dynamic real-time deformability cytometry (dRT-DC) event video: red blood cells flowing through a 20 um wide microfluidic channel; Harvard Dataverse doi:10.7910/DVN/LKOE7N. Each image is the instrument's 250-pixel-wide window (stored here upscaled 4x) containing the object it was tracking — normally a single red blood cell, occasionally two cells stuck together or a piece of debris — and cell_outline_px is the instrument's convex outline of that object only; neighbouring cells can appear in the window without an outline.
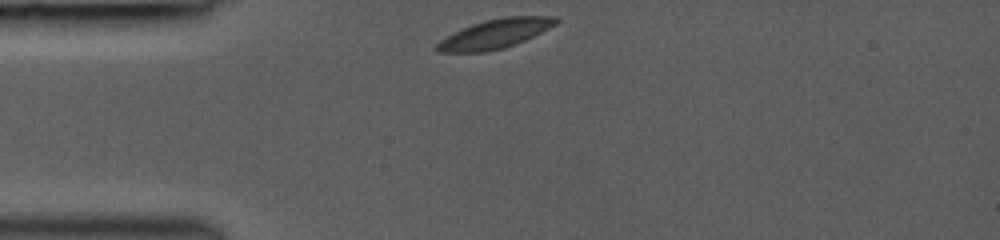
{"species": "common noctule bat (a hibernating species)", "species_latin": "Nyctalus noctula", "temperature_condition": "room temperature", "stored_images_in_passage": 30, "camera_frame_rate_fps": 3000, "um_per_image_px": 0.085, "animal": {"sex": "female", "body_mass_g": 19.0, "forearm_length_mm": 53.3}, "frame": {"image": 1, "passage_image": 1, "time_ms": 0.0, "image_size_px": [1000, 240], "cell_outline_px": [[560, 20], [556, 24], [516, 44], [504, 48], [484, 52], [436, 52], [432, 48], [440, 40], [472, 24], [484, 20], [504, 16], [556, 16]], "centroid_in_image_um": [42.06, 2.87], "position_along_channel_um": 42.9, "area_um2": 20.17}}
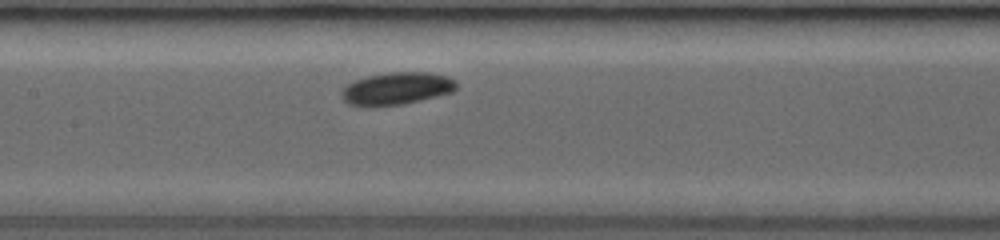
{"frame": {"image": 2, "passage_image": 12, "time_ms": 3.667, "image_size_px": [1000, 240], "cell_outline_px": [[456, 88], [452, 92], [404, 104], [372, 108], [368, 108], [348, 104], [340, 96], [340, 92], [348, 84], [356, 80], [368, 76], [388, 72], [428, 72], [448, 76], [456, 80]], "centroid_in_image_um": [33.68, 7.54], "position_along_channel_um": 173.7, "area_um2": 22.02}}
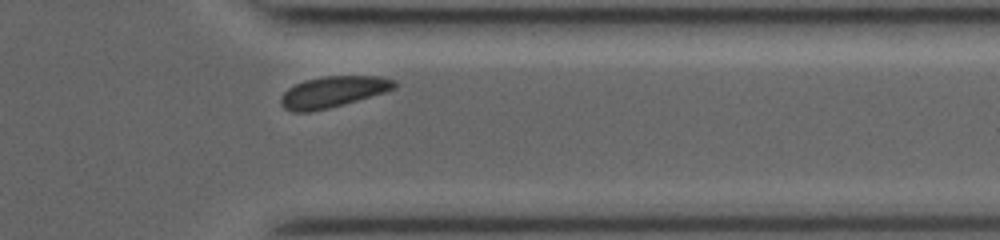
{"frame": {"image": 3, "passage_image": 27, "time_ms": 8.667, "image_size_px": [1000, 240], "cell_outline_px": [[400, 84], [396, 88], [384, 92], [328, 108], [308, 112], [292, 112], [284, 108], [280, 104], [280, 96], [288, 88], [304, 80], [324, 76], [380, 76], [396, 80]], "centroid_in_image_um": [28.3, 7.79], "position_along_channel_um": 383.1, "area_um2": 20.58}, "authors_computed_cell_mechanics": {"area_um2": 21.097, "velocity_mm_per_s": 4.1632, "shape_relaxation_time_tau1_ms": 1.192, "shape_relaxation_time_tau2_ms": null, "deformation_change_tau1": 0.0535, "deformation_change_tau2": null}}